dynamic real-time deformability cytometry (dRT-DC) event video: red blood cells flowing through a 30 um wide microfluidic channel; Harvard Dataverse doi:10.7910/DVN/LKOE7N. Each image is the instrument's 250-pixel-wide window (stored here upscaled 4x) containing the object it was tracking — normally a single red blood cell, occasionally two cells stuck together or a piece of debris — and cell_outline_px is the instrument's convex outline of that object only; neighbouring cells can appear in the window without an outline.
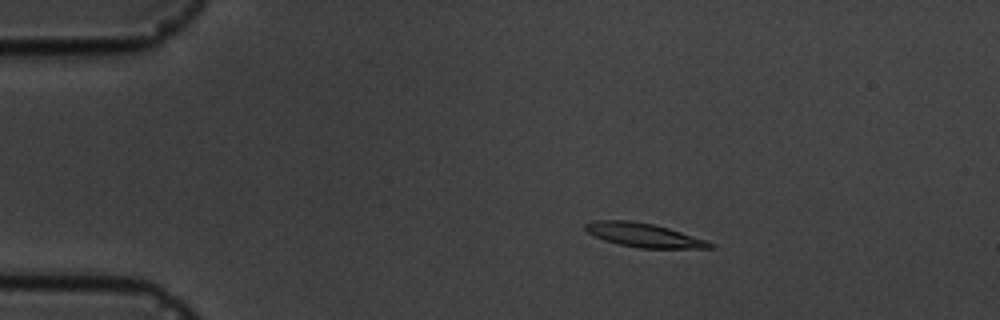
{"species": "common noctule bat (a hibernating species)", "species_latin": "Nyctalus noctula", "temperature_condition": "cold", "stored_images_in_passage": 5, "camera_frame_rate_fps": 3000, "um_per_image_px": 0.085, "animal": {"sex": "male", "body_mass_g": 19.5, "forearm_length_mm": 54.6}, "frame": {"image": 1, "passage_image": 2, "time_ms": 1.0, "image_size_px": [1000, 320], "cell_outline_px": [[716, 248], [640, 248], [620, 244], [604, 240], [588, 232], [584, 228], [584, 224], [592, 220], [632, 220], [652, 224], [668, 228], [716, 244]], "centroid_in_image_um": [54.7, 19.98], "position_along_channel_um": 30.3, "area_um2": 17.17}}
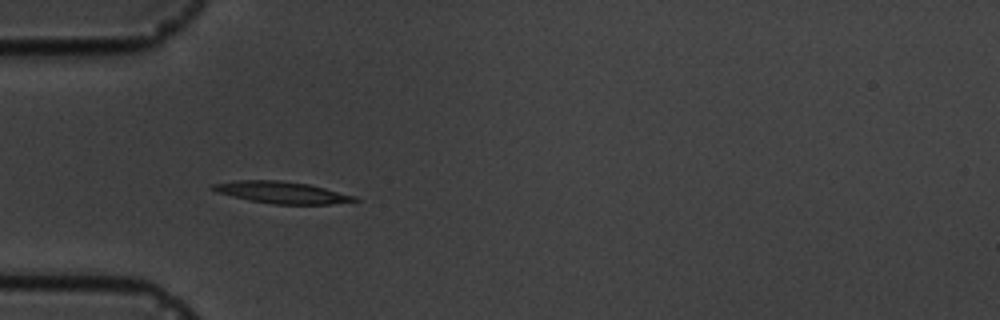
{"frame": {"image": 2, "passage_image": 4, "time_ms": 3.333, "image_size_px": [1000, 320], "cell_outline_px": [[360, 200], [332, 204], [272, 204], [232, 196], [216, 192], [208, 188], [212, 184], [236, 180], [280, 180], [308, 184], [356, 196]], "centroid_in_image_um": [23.92, 16.35], "position_along_channel_um": 61.1, "area_um2": 17.92}}
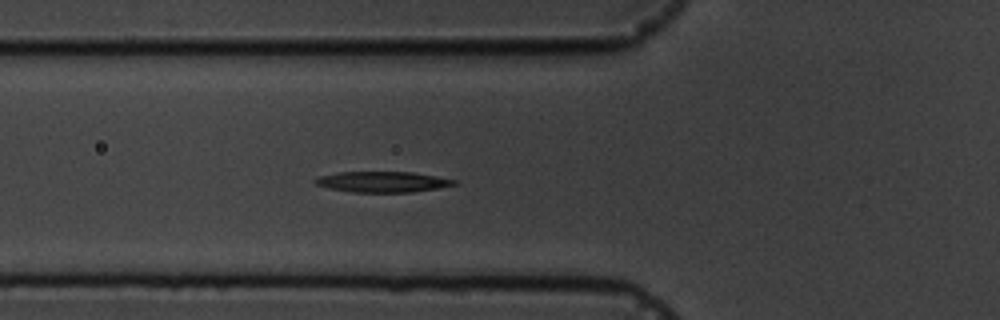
{"frame": {"image": 3, "passage_image": 5, "time_ms": 4.333, "image_size_px": [1000, 320], "cell_outline_px": [[456, 184], [436, 188], [412, 192], [352, 192], [328, 188], [316, 184], [312, 180], [320, 176], [336, 172], [412, 172], [436, 176], [456, 180]], "centroid_in_image_um": [32.47, 15.45], "position_along_channel_um": 93.3, "area_um2": 16.65}}